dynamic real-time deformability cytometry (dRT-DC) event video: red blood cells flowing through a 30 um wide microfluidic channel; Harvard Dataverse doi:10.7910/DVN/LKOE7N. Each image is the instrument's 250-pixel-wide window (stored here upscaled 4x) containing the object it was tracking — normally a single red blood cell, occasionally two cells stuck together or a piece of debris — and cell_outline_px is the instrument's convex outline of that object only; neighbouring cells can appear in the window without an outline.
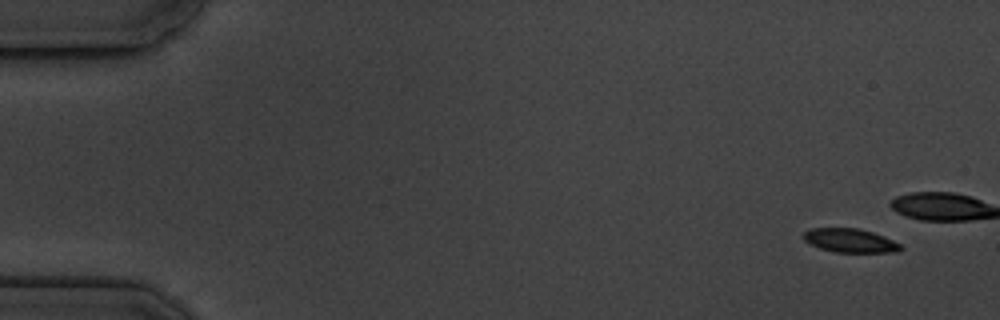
{"species": "common noctule bat (a hibernating species)", "species_latin": "Nyctalus noctula", "temperature_condition": "cold", "stored_images_in_passage": 5, "camera_frame_rate_fps": 3000, "um_per_image_px": 0.085, "animal": {"sex": "male", "body_mass_g": 19.5, "forearm_length_mm": 54.6}, "frame": {"image": 1, "passage_image": 1, "time_ms": 0.0, "image_size_px": [1000, 320], "cell_outline_px": [[904, 248], [892, 252], [836, 252], [820, 248], [804, 240], [804, 232], [812, 228], [860, 228], [884, 236], [900, 244]], "centroid_in_image_um": [72.27, 20.44], "position_along_channel_um": 12.7, "area_um2": 13.29}}